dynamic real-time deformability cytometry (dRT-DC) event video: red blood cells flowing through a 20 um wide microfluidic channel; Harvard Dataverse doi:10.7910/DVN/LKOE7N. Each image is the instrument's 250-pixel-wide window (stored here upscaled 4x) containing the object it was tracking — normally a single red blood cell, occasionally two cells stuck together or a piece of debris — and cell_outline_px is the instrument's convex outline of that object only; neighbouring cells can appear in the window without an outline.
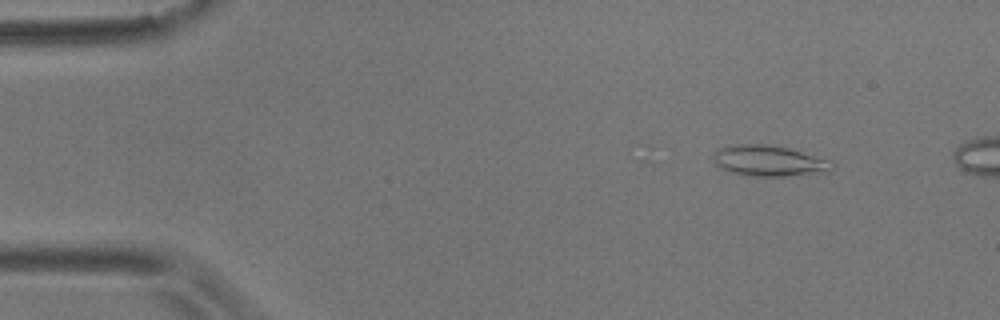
{"species": "common noctule bat (a hibernating species)", "species_latin": "Nyctalus noctula", "temperature_condition": "room temperature", "stored_images_in_passage": 4, "camera_frame_rate_fps": 3000, "um_per_image_px": 0.085, "animal": {"sex": "male", "body_mass_g": 17.9}, "frame": {"image": 1, "passage_image": 1, "time_ms": 0.0, "image_size_px": [1000, 320], "cell_outline_px": [[832, 168], [828, 172], [784, 176], [744, 176], [732, 172], [716, 164], [712, 156], [720, 148], [736, 144], [764, 144], [788, 148], [832, 160]], "centroid_in_image_um": [65.39, 13.67], "position_along_channel_um": 19.6, "area_um2": 21.15}}